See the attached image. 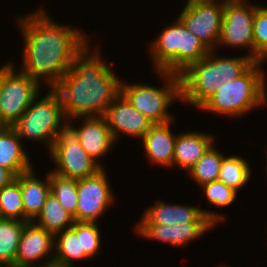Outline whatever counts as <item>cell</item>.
<instances>
[{"label":"cell","instance_id":"1","mask_svg":"<svg viewBox=\"0 0 267 267\" xmlns=\"http://www.w3.org/2000/svg\"><path fill=\"white\" fill-rule=\"evenodd\" d=\"M17 21L24 38L21 72L54 88L89 38L78 28L55 23L43 7Z\"/></svg>","mask_w":267,"mask_h":267},{"label":"cell","instance_id":"2","mask_svg":"<svg viewBox=\"0 0 267 267\" xmlns=\"http://www.w3.org/2000/svg\"><path fill=\"white\" fill-rule=\"evenodd\" d=\"M89 46L87 42L74 56L72 67L53 88L61 98L67 121L104 116L121 93L119 78L103 61L99 49L96 47L91 53Z\"/></svg>","mask_w":267,"mask_h":267},{"label":"cell","instance_id":"3","mask_svg":"<svg viewBox=\"0 0 267 267\" xmlns=\"http://www.w3.org/2000/svg\"><path fill=\"white\" fill-rule=\"evenodd\" d=\"M214 52L209 51L204 58L191 64L179 75L180 101L199 108L219 86L238 78L255 62L248 54L224 58Z\"/></svg>","mask_w":267,"mask_h":267},{"label":"cell","instance_id":"4","mask_svg":"<svg viewBox=\"0 0 267 267\" xmlns=\"http://www.w3.org/2000/svg\"><path fill=\"white\" fill-rule=\"evenodd\" d=\"M264 62H254L238 78L219 86L199 109L214 114L238 116L267 103L266 76L261 70Z\"/></svg>","mask_w":267,"mask_h":267},{"label":"cell","instance_id":"5","mask_svg":"<svg viewBox=\"0 0 267 267\" xmlns=\"http://www.w3.org/2000/svg\"><path fill=\"white\" fill-rule=\"evenodd\" d=\"M172 24L166 26L153 40L150 53L154 62V71L180 75L191 64L204 58L209 50L179 18Z\"/></svg>","mask_w":267,"mask_h":267},{"label":"cell","instance_id":"6","mask_svg":"<svg viewBox=\"0 0 267 267\" xmlns=\"http://www.w3.org/2000/svg\"><path fill=\"white\" fill-rule=\"evenodd\" d=\"M37 99L38 96L11 127L21 140L25 138L35 142L46 141L50 152L58 132L68 121L63 112L61 98L53 88L41 100Z\"/></svg>","mask_w":267,"mask_h":267},{"label":"cell","instance_id":"7","mask_svg":"<svg viewBox=\"0 0 267 267\" xmlns=\"http://www.w3.org/2000/svg\"><path fill=\"white\" fill-rule=\"evenodd\" d=\"M164 78V86L157 88L144 83L128 84L121 82V93L154 124H164L173 121L168 113V107L173 101L181 100L179 75L165 71H155ZM166 78V79H165Z\"/></svg>","mask_w":267,"mask_h":267},{"label":"cell","instance_id":"8","mask_svg":"<svg viewBox=\"0 0 267 267\" xmlns=\"http://www.w3.org/2000/svg\"><path fill=\"white\" fill-rule=\"evenodd\" d=\"M49 154L56 165L52 172L66 178L79 180L102 169L82 148L78 133L69 123L58 132Z\"/></svg>","mask_w":267,"mask_h":267},{"label":"cell","instance_id":"9","mask_svg":"<svg viewBox=\"0 0 267 267\" xmlns=\"http://www.w3.org/2000/svg\"><path fill=\"white\" fill-rule=\"evenodd\" d=\"M12 62L2 66L0 127H11L39 95L40 84L23 72L15 73Z\"/></svg>","mask_w":267,"mask_h":267},{"label":"cell","instance_id":"10","mask_svg":"<svg viewBox=\"0 0 267 267\" xmlns=\"http://www.w3.org/2000/svg\"><path fill=\"white\" fill-rule=\"evenodd\" d=\"M245 0H224L223 20L218 44L250 49V58L255 61L253 24L256 5Z\"/></svg>","mask_w":267,"mask_h":267},{"label":"cell","instance_id":"11","mask_svg":"<svg viewBox=\"0 0 267 267\" xmlns=\"http://www.w3.org/2000/svg\"><path fill=\"white\" fill-rule=\"evenodd\" d=\"M223 7L224 1H193L186 3L178 18L209 51H213L220 38Z\"/></svg>","mask_w":267,"mask_h":267},{"label":"cell","instance_id":"12","mask_svg":"<svg viewBox=\"0 0 267 267\" xmlns=\"http://www.w3.org/2000/svg\"><path fill=\"white\" fill-rule=\"evenodd\" d=\"M104 169L77 180L76 222H96L113 204L114 194Z\"/></svg>","mask_w":267,"mask_h":267},{"label":"cell","instance_id":"13","mask_svg":"<svg viewBox=\"0 0 267 267\" xmlns=\"http://www.w3.org/2000/svg\"><path fill=\"white\" fill-rule=\"evenodd\" d=\"M223 213L202 210L188 205L166 204L162 200L156 201L144 211L141 220L136 224L181 225L183 223H213L225 221Z\"/></svg>","mask_w":267,"mask_h":267},{"label":"cell","instance_id":"14","mask_svg":"<svg viewBox=\"0 0 267 267\" xmlns=\"http://www.w3.org/2000/svg\"><path fill=\"white\" fill-rule=\"evenodd\" d=\"M104 117L115 142L121 133L142 139L154 125L122 93L113 100Z\"/></svg>","mask_w":267,"mask_h":267},{"label":"cell","instance_id":"15","mask_svg":"<svg viewBox=\"0 0 267 267\" xmlns=\"http://www.w3.org/2000/svg\"><path fill=\"white\" fill-rule=\"evenodd\" d=\"M55 236L47 230L28 222L22 232L18 252L15 258L17 267H37V263L43 259L47 265L53 263ZM52 252L53 255H50ZM49 258H48V257ZM35 263V264H34Z\"/></svg>","mask_w":267,"mask_h":267},{"label":"cell","instance_id":"16","mask_svg":"<svg viewBox=\"0 0 267 267\" xmlns=\"http://www.w3.org/2000/svg\"><path fill=\"white\" fill-rule=\"evenodd\" d=\"M83 123L80 127L72 125L73 119L68 123L76 130L82 148L87 154L97 162L102 168L100 159L108 154L115 141L111 135L108 123L104 116L81 117Z\"/></svg>","mask_w":267,"mask_h":267},{"label":"cell","instance_id":"17","mask_svg":"<svg viewBox=\"0 0 267 267\" xmlns=\"http://www.w3.org/2000/svg\"><path fill=\"white\" fill-rule=\"evenodd\" d=\"M138 235L147 239L184 246L214 228L213 223H183L181 225L135 224Z\"/></svg>","mask_w":267,"mask_h":267},{"label":"cell","instance_id":"18","mask_svg":"<svg viewBox=\"0 0 267 267\" xmlns=\"http://www.w3.org/2000/svg\"><path fill=\"white\" fill-rule=\"evenodd\" d=\"M172 122L154 124L143 136L141 142L150 163L171 168L173 166L175 140L177 134L171 132Z\"/></svg>","mask_w":267,"mask_h":267},{"label":"cell","instance_id":"19","mask_svg":"<svg viewBox=\"0 0 267 267\" xmlns=\"http://www.w3.org/2000/svg\"><path fill=\"white\" fill-rule=\"evenodd\" d=\"M214 143L211 134L183 132L175 140L173 166L189 171Z\"/></svg>","mask_w":267,"mask_h":267},{"label":"cell","instance_id":"20","mask_svg":"<svg viewBox=\"0 0 267 267\" xmlns=\"http://www.w3.org/2000/svg\"><path fill=\"white\" fill-rule=\"evenodd\" d=\"M47 174L46 181L37 178L33 168L20 174L24 221L32 222L39 215L51 193L50 172Z\"/></svg>","mask_w":267,"mask_h":267},{"label":"cell","instance_id":"21","mask_svg":"<svg viewBox=\"0 0 267 267\" xmlns=\"http://www.w3.org/2000/svg\"><path fill=\"white\" fill-rule=\"evenodd\" d=\"M21 139L12 127H0V166L16 177L33 168Z\"/></svg>","mask_w":267,"mask_h":267},{"label":"cell","instance_id":"22","mask_svg":"<svg viewBox=\"0 0 267 267\" xmlns=\"http://www.w3.org/2000/svg\"><path fill=\"white\" fill-rule=\"evenodd\" d=\"M53 263L73 267L74 262L90 259L81 243V222H74L71 228L55 235Z\"/></svg>","mask_w":267,"mask_h":267},{"label":"cell","instance_id":"23","mask_svg":"<svg viewBox=\"0 0 267 267\" xmlns=\"http://www.w3.org/2000/svg\"><path fill=\"white\" fill-rule=\"evenodd\" d=\"M32 222L55 236L71 228L75 220L72 214L61 205L59 200L52 193H50L41 212Z\"/></svg>","mask_w":267,"mask_h":267},{"label":"cell","instance_id":"24","mask_svg":"<svg viewBox=\"0 0 267 267\" xmlns=\"http://www.w3.org/2000/svg\"><path fill=\"white\" fill-rule=\"evenodd\" d=\"M28 221L0 218V262L15 264L23 229Z\"/></svg>","mask_w":267,"mask_h":267},{"label":"cell","instance_id":"25","mask_svg":"<svg viewBox=\"0 0 267 267\" xmlns=\"http://www.w3.org/2000/svg\"><path fill=\"white\" fill-rule=\"evenodd\" d=\"M251 167L240 156L223 157L218 180L225 183L236 192L244 187L250 179Z\"/></svg>","mask_w":267,"mask_h":267},{"label":"cell","instance_id":"26","mask_svg":"<svg viewBox=\"0 0 267 267\" xmlns=\"http://www.w3.org/2000/svg\"><path fill=\"white\" fill-rule=\"evenodd\" d=\"M223 157L224 154L215 149L213 143L188 173L193 181L195 180L200 186L217 181Z\"/></svg>","mask_w":267,"mask_h":267},{"label":"cell","instance_id":"27","mask_svg":"<svg viewBox=\"0 0 267 267\" xmlns=\"http://www.w3.org/2000/svg\"><path fill=\"white\" fill-rule=\"evenodd\" d=\"M0 218L24 221L20 174L9 185L0 189Z\"/></svg>","mask_w":267,"mask_h":267},{"label":"cell","instance_id":"28","mask_svg":"<svg viewBox=\"0 0 267 267\" xmlns=\"http://www.w3.org/2000/svg\"><path fill=\"white\" fill-rule=\"evenodd\" d=\"M51 193L59 200L61 205L72 214L76 221L77 210V180L60 176L50 172Z\"/></svg>","mask_w":267,"mask_h":267},{"label":"cell","instance_id":"29","mask_svg":"<svg viewBox=\"0 0 267 267\" xmlns=\"http://www.w3.org/2000/svg\"><path fill=\"white\" fill-rule=\"evenodd\" d=\"M253 37L255 62H264L267 59V7L256 5Z\"/></svg>","mask_w":267,"mask_h":267},{"label":"cell","instance_id":"30","mask_svg":"<svg viewBox=\"0 0 267 267\" xmlns=\"http://www.w3.org/2000/svg\"><path fill=\"white\" fill-rule=\"evenodd\" d=\"M200 188H203L204 194H206L205 196L211 205L219 207L232 204L238 194L219 180L205 183Z\"/></svg>","mask_w":267,"mask_h":267},{"label":"cell","instance_id":"31","mask_svg":"<svg viewBox=\"0 0 267 267\" xmlns=\"http://www.w3.org/2000/svg\"><path fill=\"white\" fill-rule=\"evenodd\" d=\"M96 222H81V243L89 258L98 255L101 248V233Z\"/></svg>","mask_w":267,"mask_h":267},{"label":"cell","instance_id":"32","mask_svg":"<svg viewBox=\"0 0 267 267\" xmlns=\"http://www.w3.org/2000/svg\"><path fill=\"white\" fill-rule=\"evenodd\" d=\"M16 176L7 168L0 166V189L9 185Z\"/></svg>","mask_w":267,"mask_h":267},{"label":"cell","instance_id":"33","mask_svg":"<svg viewBox=\"0 0 267 267\" xmlns=\"http://www.w3.org/2000/svg\"><path fill=\"white\" fill-rule=\"evenodd\" d=\"M37 267H63V266L57 265V264H54V263L47 265V261H45V262L43 261V263L38 264Z\"/></svg>","mask_w":267,"mask_h":267},{"label":"cell","instance_id":"34","mask_svg":"<svg viewBox=\"0 0 267 267\" xmlns=\"http://www.w3.org/2000/svg\"><path fill=\"white\" fill-rule=\"evenodd\" d=\"M0 267H17L16 264L9 262H0Z\"/></svg>","mask_w":267,"mask_h":267},{"label":"cell","instance_id":"35","mask_svg":"<svg viewBox=\"0 0 267 267\" xmlns=\"http://www.w3.org/2000/svg\"><path fill=\"white\" fill-rule=\"evenodd\" d=\"M1 90H2V66L0 67V99H1Z\"/></svg>","mask_w":267,"mask_h":267},{"label":"cell","instance_id":"36","mask_svg":"<svg viewBox=\"0 0 267 267\" xmlns=\"http://www.w3.org/2000/svg\"><path fill=\"white\" fill-rule=\"evenodd\" d=\"M193 1H202V0H187L185 3H190V2H193Z\"/></svg>","mask_w":267,"mask_h":267}]
</instances>
